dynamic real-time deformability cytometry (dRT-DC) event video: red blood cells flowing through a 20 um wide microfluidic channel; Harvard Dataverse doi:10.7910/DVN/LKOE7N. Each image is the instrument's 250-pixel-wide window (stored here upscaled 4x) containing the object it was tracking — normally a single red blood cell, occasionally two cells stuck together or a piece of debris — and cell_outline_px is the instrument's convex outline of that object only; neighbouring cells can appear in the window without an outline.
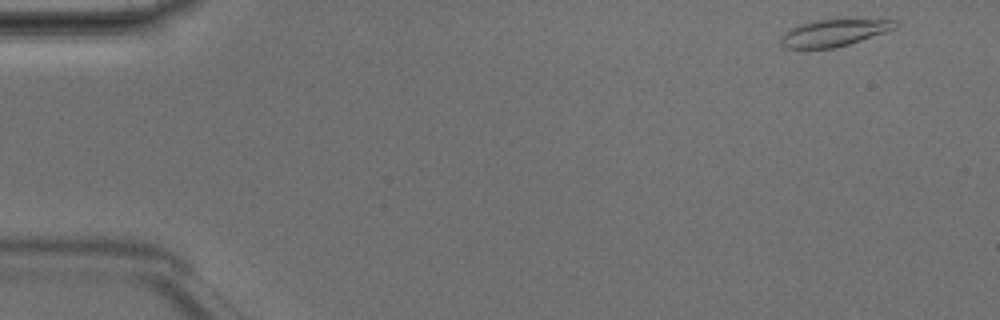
{"species": "Egyptian fruit bat (a non-hibernating species)", "species_latin": "Rousettus aegyptiacus", "temperature_condition": "room temperature", "stored_images_in_passage": 46, "camera_frame_rate_fps": 3000, "um_per_image_px": 0.085, "animal": {"sex": "male"}, "frame": {"image": 1, "passage_image": 1, "time_ms": 0.0, "image_size_px": [1000, 320], "cell_outline_px": [[900, 24], [896, 28], [848, 44], [832, 48], [784, 48], [780, 44], [780, 36], [784, 32], [800, 24], [812, 20], [848, 16], [880, 16], [896, 20]], "centroid_in_image_um": [71.02, 2.68], "position_along_channel_um": 14.0, "area_um2": 19.31}}
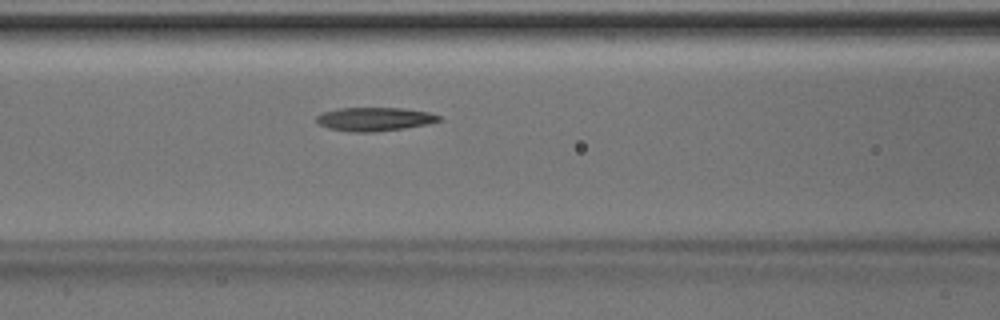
{"frame": {"image": 2, "passage_image": 18, "time_ms": 5.667, "image_size_px": [1000, 320], "cell_outline_px": [[444, 120], [428, 124], [404, 128], [372, 132], [352, 132], [328, 128], [320, 124], [316, 120], [316, 116], [324, 112], [336, 108], [404, 108], [428, 112], [440, 116]], "centroid_in_image_um": [31.86, 10.12], "position_along_channel_um": 134.7, "area_um2": 16.88}}
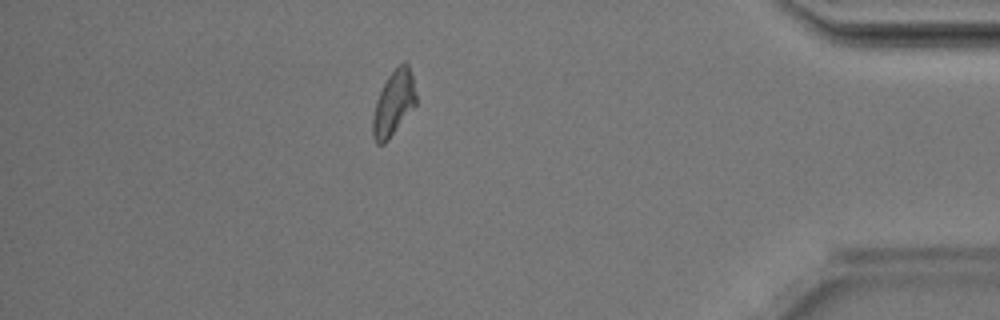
{"frame": {"image": 3, "passage_image": 40, "time_ms": 13.0, "image_size_px": [1000, 320], "cell_outline_px": [[416, 104], [388, 140], [384, 144], [376, 144], [372, 136], [372, 120], [376, 100], [388, 76], [404, 60], [408, 64], [412, 76], [416, 92]], "centroid_in_image_um": [33.45, 8.79], "position_along_channel_um": 401.8, "area_um2": 16.24}, "authors_computed_cell_mechanics": {"area_um2": 16.7909, "velocity_mm_per_s": 4.1756, "shape_relaxation_time_tau1_ms": 2.963, "shape_relaxation_time_tau2_ms": 3.1775, "deformation_change_tau1": 0.1587, "deformation_change_tau2": 0.1064}}